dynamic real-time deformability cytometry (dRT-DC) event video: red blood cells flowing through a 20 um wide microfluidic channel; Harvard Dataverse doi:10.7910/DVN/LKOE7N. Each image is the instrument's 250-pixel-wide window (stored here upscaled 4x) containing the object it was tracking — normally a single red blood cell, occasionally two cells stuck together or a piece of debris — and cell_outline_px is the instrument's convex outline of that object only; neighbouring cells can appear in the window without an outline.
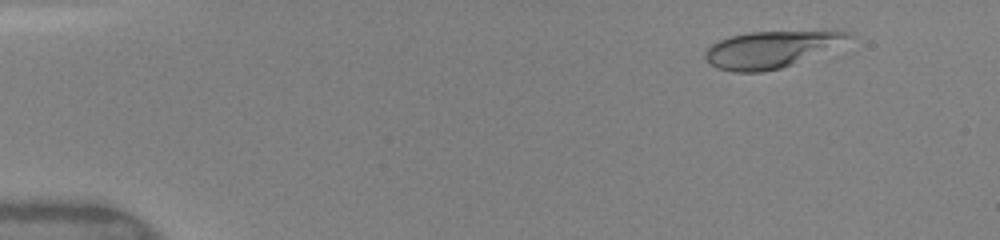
{"species": "human", "species_latin": "Homo sapiens", "temperature_condition": "warm", "stored_images_in_passage": 49, "camera_frame_rate_fps": 3000, "um_per_image_px": 0.085, "donor": {"sex": "female"}, "frame": {"image": 1, "passage_image": 6, "time_ms": 1.667, "image_size_px": [1000, 240], "cell_outline_px": [[852, 36], [792, 64], [780, 68], [760, 72], [732, 72], [716, 68], [708, 64], [704, 56], [704, 52], [716, 40], [748, 32], [852, 32]], "centroid_in_image_um": [65.29, 4.22], "position_along_channel_um": 19.7, "area_um2": 29.36}}
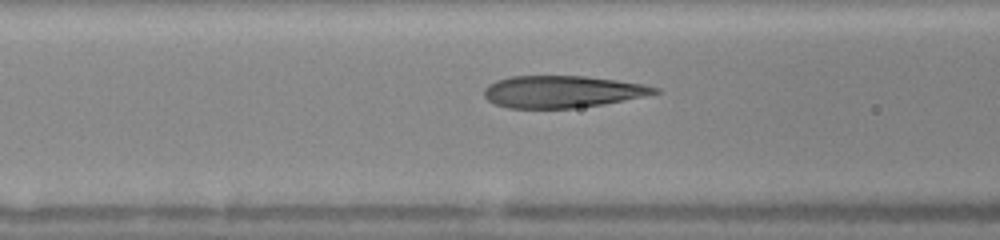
{"frame": {"image": 2, "passage_image": 21, "time_ms": 6.667, "image_size_px": [1000, 240], "cell_outline_px": [[660, 92], [624, 100], [604, 104], [572, 108], [508, 108], [496, 104], [488, 100], [484, 96], [484, 88], [488, 84], [496, 80], [508, 76], [584, 76], [616, 80], [644, 84], [660, 88]], "centroid_in_image_um": [47.76, 7.78], "position_along_channel_um": 118.8, "area_um2": 31.79}}
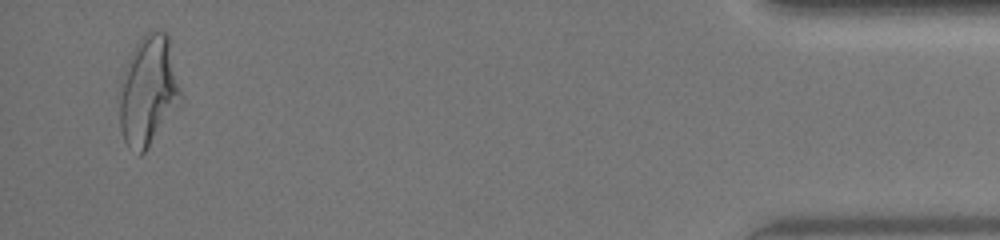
{"frame": {"image": 3, "passage_image": 48, "time_ms": 15.667, "image_size_px": [1000, 240], "cell_outline_px": [[184, 100], [144, 152], [140, 156], [128, 148], [124, 140], [120, 128], [116, 92], [124, 68], [136, 44], [148, 32], [164, 32], [168, 36]], "centroid_in_image_um": [12.58, 7.78], "position_along_channel_um": 422.6, "area_um2": 39.94}}